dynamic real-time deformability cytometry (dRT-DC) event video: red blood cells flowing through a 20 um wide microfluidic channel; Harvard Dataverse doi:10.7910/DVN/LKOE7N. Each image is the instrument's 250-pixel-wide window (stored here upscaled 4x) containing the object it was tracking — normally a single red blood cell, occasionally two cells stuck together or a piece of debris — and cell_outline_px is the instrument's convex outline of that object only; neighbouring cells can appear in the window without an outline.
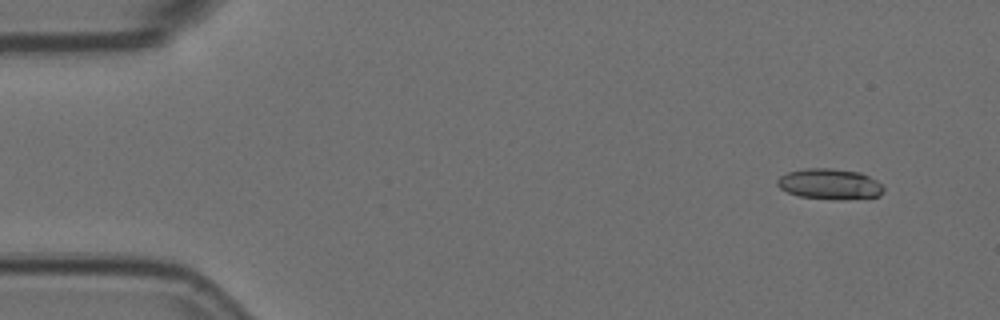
{"species": "Egyptian fruit bat (a non-hibernating species)", "species_latin": "Rousettus aegyptiacus", "temperature_condition": "room temperature", "stored_images_in_passage": 15, "camera_frame_rate_fps": 3000, "um_per_image_px": 0.085, "animal": {"sex": "female"}, "frame": {"image": 1, "passage_image": 2, "time_ms": 0.333, "image_size_px": [1000, 320], "cell_outline_px": [[884, 188], [880, 196], [844, 200], [832, 200], [800, 196], [788, 192], [780, 188], [776, 184], [776, 180], [780, 176], [788, 172], [808, 168], [832, 168], [860, 172], [876, 180]], "centroid_in_image_um": [70.52, 15.65], "position_along_channel_um": 14.5, "area_um2": 19.07}}
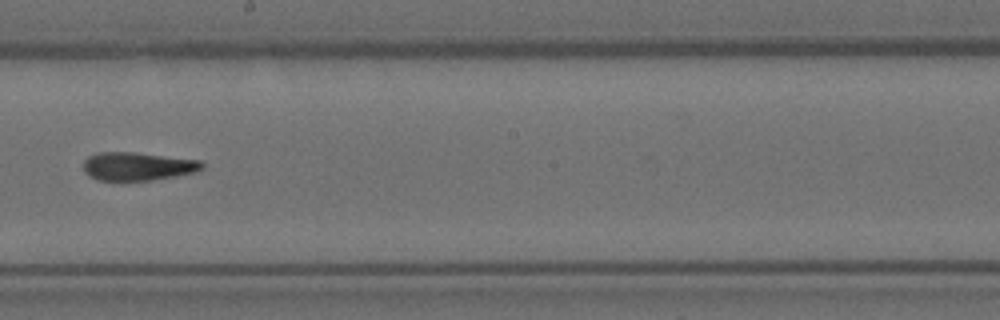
{"frame": {"image": 2, "passage_image": 9, "time_ms": 2.667, "image_size_px": [1000, 320], "cell_outline_px": [[204, 168], [196, 172], [176, 176], [152, 180], [96, 180], [88, 176], [84, 172], [84, 160], [88, 156], [96, 152], [132, 152], [200, 160], [204, 164]], "centroid_in_image_um": [11.69, 14.14], "position_along_channel_um": 236.5, "area_um2": 19.65}}
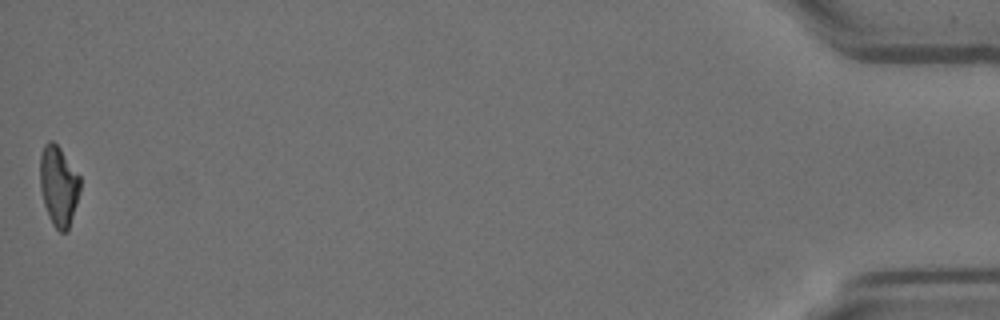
{"frame": {"image": 3, "passage_image": 15, "time_ms": 4.667, "image_size_px": [1000, 320], "cell_outline_px": [[80, 192], [68, 232], [60, 232], [52, 224], [48, 216], [44, 204], [40, 188], [40, 156], [44, 144], [48, 140], [52, 140], [60, 148], [80, 176]], "centroid_in_image_um": [4.98, 15.81], "position_along_channel_um": 430.2, "area_um2": 18.84}}